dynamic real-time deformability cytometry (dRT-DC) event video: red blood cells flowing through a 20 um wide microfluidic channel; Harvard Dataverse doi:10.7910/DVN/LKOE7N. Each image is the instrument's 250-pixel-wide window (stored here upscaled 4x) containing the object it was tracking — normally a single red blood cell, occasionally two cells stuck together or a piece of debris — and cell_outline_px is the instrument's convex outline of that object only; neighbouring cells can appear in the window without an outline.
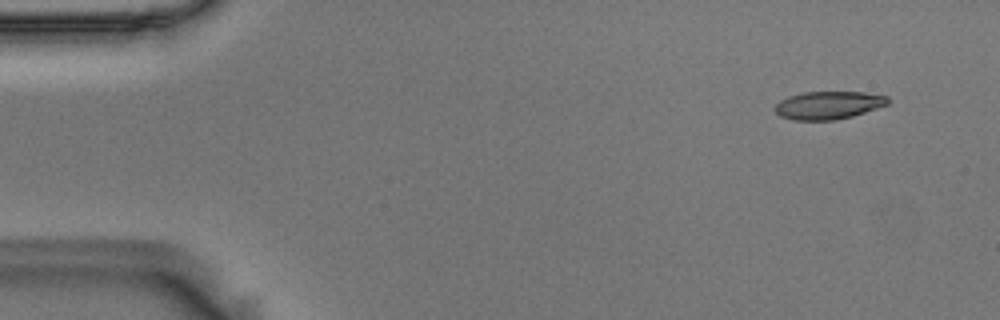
{"species": "Egyptian fruit bat (a non-hibernating species)", "species_latin": "Rousettus aegyptiacus", "temperature_condition": "room temperature", "stored_images_in_passage": 52, "camera_frame_rate_fps": 3000, "um_per_image_px": 0.085, "animal": {"sex": "male"}, "frame": {"image": 1, "passage_image": 1, "time_ms": 0.0, "image_size_px": [1000, 320], "cell_outline_px": [[888, 104], [852, 116], [836, 120], [792, 120], [780, 116], [772, 108], [780, 100], [788, 96], [804, 92], [864, 92], [888, 96]], "centroid_in_image_um": [70.37, 8.94], "position_along_channel_um": 14.6, "area_um2": 18.38}}
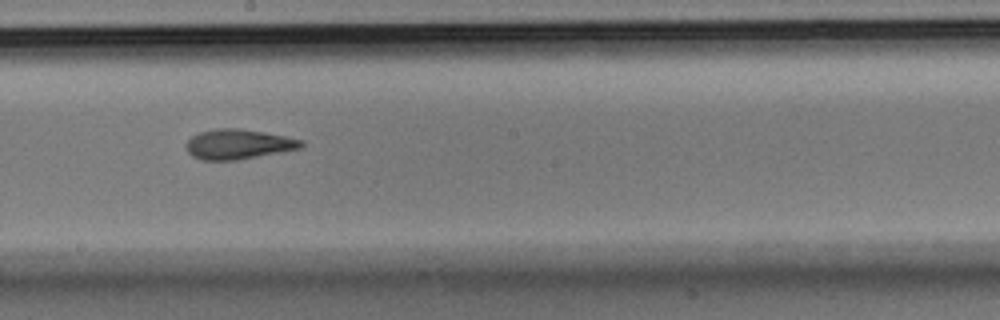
{"frame": {"image": 2, "passage_image": 27, "time_ms": 8.667, "image_size_px": [1000, 320], "cell_outline_px": [[304, 144], [300, 148], [280, 152], [236, 160], [200, 160], [192, 156], [188, 152], [188, 140], [192, 136], [200, 132], [216, 128], [240, 128], [264, 132], [304, 140]], "centroid_in_image_um": [20.26, 12.25], "position_along_channel_um": 227.9, "area_um2": 19.88}}
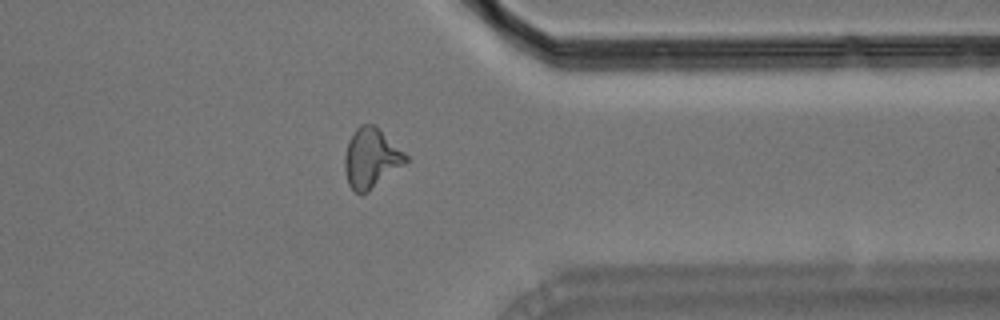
{"frame": {"image": 3, "passage_image": 40, "time_ms": 13.0, "image_size_px": [1000, 320], "cell_outline_px": [[408, 160], [404, 164], [368, 192], [356, 192], [348, 184], [344, 168], [344, 156], [348, 140], [356, 128], [360, 124], [376, 124], [408, 156]], "centroid_in_image_um": [31.53, 13.41], "position_along_channel_um": 379.9, "area_um2": 21.21}}